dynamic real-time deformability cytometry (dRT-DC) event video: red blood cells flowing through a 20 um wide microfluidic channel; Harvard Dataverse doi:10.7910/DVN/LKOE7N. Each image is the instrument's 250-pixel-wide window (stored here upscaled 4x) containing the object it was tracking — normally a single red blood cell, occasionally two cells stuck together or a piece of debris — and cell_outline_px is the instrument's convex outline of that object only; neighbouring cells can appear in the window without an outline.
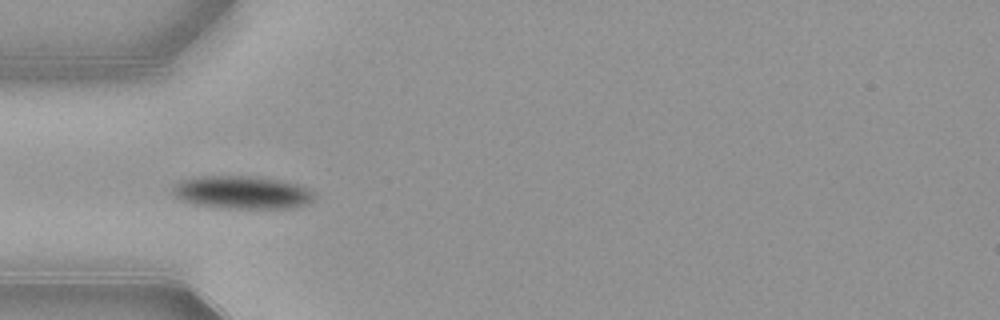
{"species": "common noctule bat (a hibernating species)", "species_latin": "Nyctalus noctula", "temperature_condition": "warm", "stored_images_in_passage": 19, "camera_frame_rate_fps": 3000, "um_per_image_px": 0.085, "animal": {"sex": "female", "body_mass_g": 21.9}, "frame": {"image": 1, "passage_image": 4, "time_ms": 1.0, "image_size_px": [1000, 320], "cell_outline_px": [[316, 192], [312, 200], [308, 204], [296, 208], [228, 208], [196, 204], [180, 200], [172, 192], [172, 188], [180, 180], [200, 176], [248, 176], [280, 180], [300, 184]], "centroid_in_image_um": [20.63, 16.35], "position_along_channel_um": 64.4, "area_um2": 27.28}}
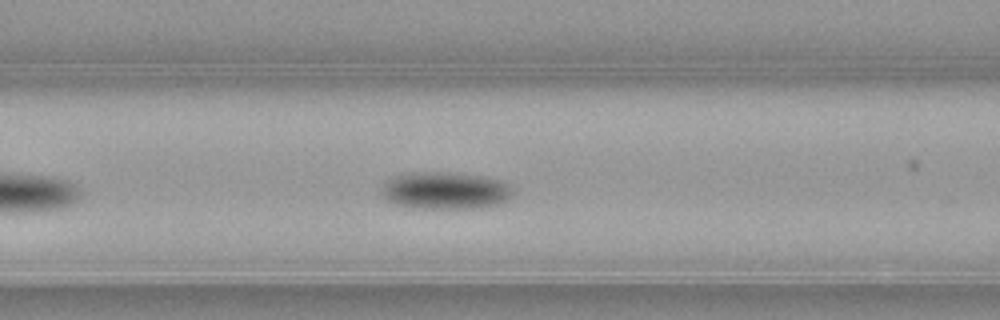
{"frame": {"image": 2, "passage_image": 9, "time_ms": 2.667, "image_size_px": [1000, 320], "cell_outline_px": [[512, 196], [508, 200], [500, 204], [480, 208], [416, 208], [396, 204], [388, 200], [380, 192], [380, 188], [384, 180], [392, 176], [404, 172], [456, 172], [484, 176], [504, 180], [512, 188]], "centroid_in_image_um": [37.84, 16.17], "position_along_channel_um": 128.8, "area_um2": 29.25}}